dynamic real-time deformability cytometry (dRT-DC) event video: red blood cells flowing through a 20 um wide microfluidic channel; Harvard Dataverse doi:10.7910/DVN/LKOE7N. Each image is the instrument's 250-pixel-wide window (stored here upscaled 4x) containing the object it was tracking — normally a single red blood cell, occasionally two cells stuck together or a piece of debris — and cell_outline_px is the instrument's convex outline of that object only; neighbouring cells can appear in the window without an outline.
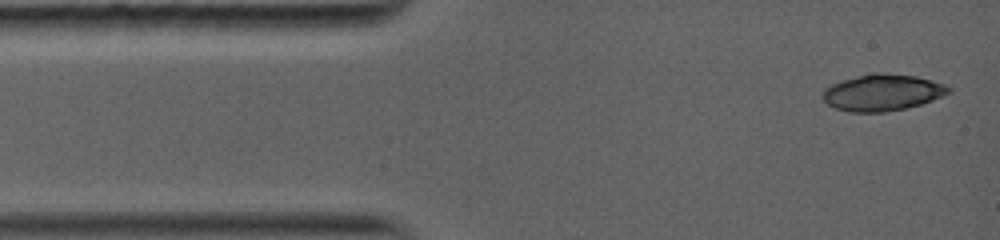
{"species": "common noctule bat (a hibernating species)", "species_latin": "Nyctalus noctula", "temperature_condition": "warm", "stored_images_in_passage": 4, "camera_frame_rate_fps": 5000, "um_per_image_px": 0.085, "animal": {"sex": "female", "body_mass_g": 19.0, "forearm_length_mm": 56.7}, "frame": {"image": 1, "passage_image": 1, "time_ms": 0.0, "image_size_px": [1000, 240], "cell_outline_px": [[952, 92], [932, 100], [920, 104], [904, 108], [884, 112], [848, 112], [836, 108], [828, 104], [824, 100], [820, 92], [824, 88], [832, 84], [844, 80], [872, 72], [880, 72], [916, 76], [944, 84], [952, 88]], "centroid_in_image_um": [74.99, 7.86], "position_along_channel_um": 10.0, "area_um2": 26.76}}